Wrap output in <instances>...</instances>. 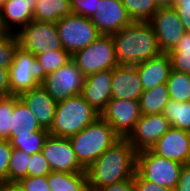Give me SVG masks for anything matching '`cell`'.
<instances>
[{
  "label": "cell",
  "instance_id": "1",
  "mask_svg": "<svg viewBox=\"0 0 190 191\" xmlns=\"http://www.w3.org/2000/svg\"><path fill=\"white\" fill-rule=\"evenodd\" d=\"M136 155L130 142L120 138L86 169L88 188H101L133 178Z\"/></svg>",
  "mask_w": 190,
  "mask_h": 191
},
{
  "label": "cell",
  "instance_id": "2",
  "mask_svg": "<svg viewBox=\"0 0 190 191\" xmlns=\"http://www.w3.org/2000/svg\"><path fill=\"white\" fill-rule=\"evenodd\" d=\"M112 39L118 65L134 66L162 53L149 22L133 21Z\"/></svg>",
  "mask_w": 190,
  "mask_h": 191
},
{
  "label": "cell",
  "instance_id": "3",
  "mask_svg": "<svg viewBox=\"0 0 190 191\" xmlns=\"http://www.w3.org/2000/svg\"><path fill=\"white\" fill-rule=\"evenodd\" d=\"M120 137L111 125L99 117L78 134L69 137L78 162L88 169Z\"/></svg>",
  "mask_w": 190,
  "mask_h": 191
},
{
  "label": "cell",
  "instance_id": "4",
  "mask_svg": "<svg viewBox=\"0 0 190 191\" xmlns=\"http://www.w3.org/2000/svg\"><path fill=\"white\" fill-rule=\"evenodd\" d=\"M100 117L81 95L57 102L53 123L49 135L69 138L78 134Z\"/></svg>",
  "mask_w": 190,
  "mask_h": 191
},
{
  "label": "cell",
  "instance_id": "5",
  "mask_svg": "<svg viewBox=\"0 0 190 191\" xmlns=\"http://www.w3.org/2000/svg\"><path fill=\"white\" fill-rule=\"evenodd\" d=\"M46 75L36 56L19 46L9 67L10 95L19 96L23 92L38 87Z\"/></svg>",
  "mask_w": 190,
  "mask_h": 191
},
{
  "label": "cell",
  "instance_id": "6",
  "mask_svg": "<svg viewBox=\"0 0 190 191\" xmlns=\"http://www.w3.org/2000/svg\"><path fill=\"white\" fill-rule=\"evenodd\" d=\"M183 164L160 157L150 149L137 152L136 171L146 180L174 190Z\"/></svg>",
  "mask_w": 190,
  "mask_h": 191
},
{
  "label": "cell",
  "instance_id": "7",
  "mask_svg": "<svg viewBox=\"0 0 190 191\" xmlns=\"http://www.w3.org/2000/svg\"><path fill=\"white\" fill-rule=\"evenodd\" d=\"M72 60L86 77L118 66L112 35H101L86 48L76 51Z\"/></svg>",
  "mask_w": 190,
  "mask_h": 191
},
{
  "label": "cell",
  "instance_id": "8",
  "mask_svg": "<svg viewBox=\"0 0 190 191\" xmlns=\"http://www.w3.org/2000/svg\"><path fill=\"white\" fill-rule=\"evenodd\" d=\"M56 27L64 50L71 55L86 48L102 35L90 18L73 13L61 18Z\"/></svg>",
  "mask_w": 190,
  "mask_h": 191
},
{
  "label": "cell",
  "instance_id": "9",
  "mask_svg": "<svg viewBox=\"0 0 190 191\" xmlns=\"http://www.w3.org/2000/svg\"><path fill=\"white\" fill-rule=\"evenodd\" d=\"M19 46L35 56L48 51L63 50L56 23L32 20L18 30Z\"/></svg>",
  "mask_w": 190,
  "mask_h": 191
},
{
  "label": "cell",
  "instance_id": "10",
  "mask_svg": "<svg viewBox=\"0 0 190 191\" xmlns=\"http://www.w3.org/2000/svg\"><path fill=\"white\" fill-rule=\"evenodd\" d=\"M85 76L73 60L46 75L40 84L48 94L60 102L70 97L80 95Z\"/></svg>",
  "mask_w": 190,
  "mask_h": 191
},
{
  "label": "cell",
  "instance_id": "11",
  "mask_svg": "<svg viewBox=\"0 0 190 191\" xmlns=\"http://www.w3.org/2000/svg\"><path fill=\"white\" fill-rule=\"evenodd\" d=\"M139 100L111 98L100 117L108 122L120 138H127L141 117Z\"/></svg>",
  "mask_w": 190,
  "mask_h": 191
},
{
  "label": "cell",
  "instance_id": "12",
  "mask_svg": "<svg viewBox=\"0 0 190 191\" xmlns=\"http://www.w3.org/2000/svg\"><path fill=\"white\" fill-rule=\"evenodd\" d=\"M148 22L154 30L162 53L172 51L186 33L173 6L159 7Z\"/></svg>",
  "mask_w": 190,
  "mask_h": 191
},
{
  "label": "cell",
  "instance_id": "13",
  "mask_svg": "<svg viewBox=\"0 0 190 191\" xmlns=\"http://www.w3.org/2000/svg\"><path fill=\"white\" fill-rule=\"evenodd\" d=\"M42 153L48 161L51 171L86 172V169L78 162L69 138L48 135Z\"/></svg>",
  "mask_w": 190,
  "mask_h": 191
},
{
  "label": "cell",
  "instance_id": "14",
  "mask_svg": "<svg viewBox=\"0 0 190 191\" xmlns=\"http://www.w3.org/2000/svg\"><path fill=\"white\" fill-rule=\"evenodd\" d=\"M171 127L168 119L162 114L141 115L134 130L126 138L136 152L151 149Z\"/></svg>",
  "mask_w": 190,
  "mask_h": 191
},
{
  "label": "cell",
  "instance_id": "15",
  "mask_svg": "<svg viewBox=\"0 0 190 191\" xmlns=\"http://www.w3.org/2000/svg\"><path fill=\"white\" fill-rule=\"evenodd\" d=\"M90 20L103 35H113L133 22L121 0L99 1L98 12Z\"/></svg>",
  "mask_w": 190,
  "mask_h": 191
},
{
  "label": "cell",
  "instance_id": "16",
  "mask_svg": "<svg viewBox=\"0 0 190 191\" xmlns=\"http://www.w3.org/2000/svg\"><path fill=\"white\" fill-rule=\"evenodd\" d=\"M150 150L160 157L188 164L190 163V132L170 127Z\"/></svg>",
  "mask_w": 190,
  "mask_h": 191
},
{
  "label": "cell",
  "instance_id": "17",
  "mask_svg": "<svg viewBox=\"0 0 190 191\" xmlns=\"http://www.w3.org/2000/svg\"><path fill=\"white\" fill-rule=\"evenodd\" d=\"M113 69L99 71L85 77L81 96L99 113L112 98Z\"/></svg>",
  "mask_w": 190,
  "mask_h": 191
},
{
  "label": "cell",
  "instance_id": "18",
  "mask_svg": "<svg viewBox=\"0 0 190 191\" xmlns=\"http://www.w3.org/2000/svg\"><path fill=\"white\" fill-rule=\"evenodd\" d=\"M36 4L37 0H7L0 9L1 31L16 34L15 27L22 29L28 25L33 20Z\"/></svg>",
  "mask_w": 190,
  "mask_h": 191
},
{
  "label": "cell",
  "instance_id": "19",
  "mask_svg": "<svg viewBox=\"0 0 190 191\" xmlns=\"http://www.w3.org/2000/svg\"><path fill=\"white\" fill-rule=\"evenodd\" d=\"M34 114L39 125L49 130L55 115L57 102L39 85L18 96Z\"/></svg>",
  "mask_w": 190,
  "mask_h": 191
},
{
  "label": "cell",
  "instance_id": "20",
  "mask_svg": "<svg viewBox=\"0 0 190 191\" xmlns=\"http://www.w3.org/2000/svg\"><path fill=\"white\" fill-rule=\"evenodd\" d=\"M112 98L140 100L143 86L135 66L118 65L113 69Z\"/></svg>",
  "mask_w": 190,
  "mask_h": 191
},
{
  "label": "cell",
  "instance_id": "21",
  "mask_svg": "<svg viewBox=\"0 0 190 191\" xmlns=\"http://www.w3.org/2000/svg\"><path fill=\"white\" fill-rule=\"evenodd\" d=\"M134 66L137 68L143 91L166 83L172 70L171 59L168 53H161L159 56Z\"/></svg>",
  "mask_w": 190,
  "mask_h": 191
},
{
  "label": "cell",
  "instance_id": "22",
  "mask_svg": "<svg viewBox=\"0 0 190 191\" xmlns=\"http://www.w3.org/2000/svg\"><path fill=\"white\" fill-rule=\"evenodd\" d=\"M47 130L42 128L34 114L26 104L14 95V111L11 116V131L9 137L31 135V132Z\"/></svg>",
  "mask_w": 190,
  "mask_h": 191
},
{
  "label": "cell",
  "instance_id": "23",
  "mask_svg": "<svg viewBox=\"0 0 190 191\" xmlns=\"http://www.w3.org/2000/svg\"><path fill=\"white\" fill-rule=\"evenodd\" d=\"M72 14L71 0H37L33 20L57 23Z\"/></svg>",
  "mask_w": 190,
  "mask_h": 191
},
{
  "label": "cell",
  "instance_id": "24",
  "mask_svg": "<svg viewBox=\"0 0 190 191\" xmlns=\"http://www.w3.org/2000/svg\"><path fill=\"white\" fill-rule=\"evenodd\" d=\"M52 191H89L87 172H56L48 174Z\"/></svg>",
  "mask_w": 190,
  "mask_h": 191
},
{
  "label": "cell",
  "instance_id": "25",
  "mask_svg": "<svg viewBox=\"0 0 190 191\" xmlns=\"http://www.w3.org/2000/svg\"><path fill=\"white\" fill-rule=\"evenodd\" d=\"M169 100L170 97L166 83L143 91L139 100L141 114H160Z\"/></svg>",
  "mask_w": 190,
  "mask_h": 191
},
{
  "label": "cell",
  "instance_id": "26",
  "mask_svg": "<svg viewBox=\"0 0 190 191\" xmlns=\"http://www.w3.org/2000/svg\"><path fill=\"white\" fill-rule=\"evenodd\" d=\"M162 114L168 119L171 127L190 132V102H178L170 99Z\"/></svg>",
  "mask_w": 190,
  "mask_h": 191
},
{
  "label": "cell",
  "instance_id": "27",
  "mask_svg": "<svg viewBox=\"0 0 190 191\" xmlns=\"http://www.w3.org/2000/svg\"><path fill=\"white\" fill-rule=\"evenodd\" d=\"M169 97L178 102H187L190 98V74L171 70L166 82Z\"/></svg>",
  "mask_w": 190,
  "mask_h": 191
},
{
  "label": "cell",
  "instance_id": "28",
  "mask_svg": "<svg viewBox=\"0 0 190 191\" xmlns=\"http://www.w3.org/2000/svg\"><path fill=\"white\" fill-rule=\"evenodd\" d=\"M48 135V130H39L31 132V135L9 137L8 141L12 148L24 151L31 155L42 152L44 142Z\"/></svg>",
  "mask_w": 190,
  "mask_h": 191
},
{
  "label": "cell",
  "instance_id": "29",
  "mask_svg": "<svg viewBox=\"0 0 190 191\" xmlns=\"http://www.w3.org/2000/svg\"><path fill=\"white\" fill-rule=\"evenodd\" d=\"M133 21L148 22L158 11L155 0H121Z\"/></svg>",
  "mask_w": 190,
  "mask_h": 191
},
{
  "label": "cell",
  "instance_id": "30",
  "mask_svg": "<svg viewBox=\"0 0 190 191\" xmlns=\"http://www.w3.org/2000/svg\"><path fill=\"white\" fill-rule=\"evenodd\" d=\"M168 54L173 70L190 74V32H186L175 48Z\"/></svg>",
  "mask_w": 190,
  "mask_h": 191
},
{
  "label": "cell",
  "instance_id": "31",
  "mask_svg": "<svg viewBox=\"0 0 190 191\" xmlns=\"http://www.w3.org/2000/svg\"><path fill=\"white\" fill-rule=\"evenodd\" d=\"M30 154L12 148L8 166V182H18L21 178L28 176Z\"/></svg>",
  "mask_w": 190,
  "mask_h": 191
},
{
  "label": "cell",
  "instance_id": "32",
  "mask_svg": "<svg viewBox=\"0 0 190 191\" xmlns=\"http://www.w3.org/2000/svg\"><path fill=\"white\" fill-rule=\"evenodd\" d=\"M46 74L53 73L72 60V55L66 50L48 51L36 56Z\"/></svg>",
  "mask_w": 190,
  "mask_h": 191
},
{
  "label": "cell",
  "instance_id": "33",
  "mask_svg": "<svg viewBox=\"0 0 190 191\" xmlns=\"http://www.w3.org/2000/svg\"><path fill=\"white\" fill-rule=\"evenodd\" d=\"M18 47L19 40L16 34L0 33V68L9 69Z\"/></svg>",
  "mask_w": 190,
  "mask_h": 191
},
{
  "label": "cell",
  "instance_id": "34",
  "mask_svg": "<svg viewBox=\"0 0 190 191\" xmlns=\"http://www.w3.org/2000/svg\"><path fill=\"white\" fill-rule=\"evenodd\" d=\"M13 111L14 95L0 98V134L2 139H9Z\"/></svg>",
  "mask_w": 190,
  "mask_h": 191
},
{
  "label": "cell",
  "instance_id": "35",
  "mask_svg": "<svg viewBox=\"0 0 190 191\" xmlns=\"http://www.w3.org/2000/svg\"><path fill=\"white\" fill-rule=\"evenodd\" d=\"M51 172L50 165L42 152L30 155L28 176H45Z\"/></svg>",
  "mask_w": 190,
  "mask_h": 191
},
{
  "label": "cell",
  "instance_id": "36",
  "mask_svg": "<svg viewBox=\"0 0 190 191\" xmlns=\"http://www.w3.org/2000/svg\"><path fill=\"white\" fill-rule=\"evenodd\" d=\"M18 184L24 191H52L48 184V175L27 176L21 178Z\"/></svg>",
  "mask_w": 190,
  "mask_h": 191
},
{
  "label": "cell",
  "instance_id": "37",
  "mask_svg": "<svg viewBox=\"0 0 190 191\" xmlns=\"http://www.w3.org/2000/svg\"><path fill=\"white\" fill-rule=\"evenodd\" d=\"M99 1L101 0H71L72 13L91 18L98 12Z\"/></svg>",
  "mask_w": 190,
  "mask_h": 191
},
{
  "label": "cell",
  "instance_id": "38",
  "mask_svg": "<svg viewBox=\"0 0 190 191\" xmlns=\"http://www.w3.org/2000/svg\"><path fill=\"white\" fill-rule=\"evenodd\" d=\"M12 153V146L7 139L0 140V183L8 181V166Z\"/></svg>",
  "mask_w": 190,
  "mask_h": 191
},
{
  "label": "cell",
  "instance_id": "39",
  "mask_svg": "<svg viewBox=\"0 0 190 191\" xmlns=\"http://www.w3.org/2000/svg\"><path fill=\"white\" fill-rule=\"evenodd\" d=\"M186 32H190V0H176L172 5Z\"/></svg>",
  "mask_w": 190,
  "mask_h": 191
},
{
  "label": "cell",
  "instance_id": "40",
  "mask_svg": "<svg viewBox=\"0 0 190 191\" xmlns=\"http://www.w3.org/2000/svg\"><path fill=\"white\" fill-rule=\"evenodd\" d=\"M134 191H173L144 179L137 171L134 174Z\"/></svg>",
  "mask_w": 190,
  "mask_h": 191
},
{
  "label": "cell",
  "instance_id": "41",
  "mask_svg": "<svg viewBox=\"0 0 190 191\" xmlns=\"http://www.w3.org/2000/svg\"><path fill=\"white\" fill-rule=\"evenodd\" d=\"M173 191H190V163L183 164L179 174L178 184Z\"/></svg>",
  "mask_w": 190,
  "mask_h": 191
},
{
  "label": "cell",
  "instance_id": "42",
  "mask_svg": "<svg viewBox=\"0 0 190 191\" xmlns=\"http://www.w3.org/2000/svg\"><path fill=\"white\" fill-rule=\"evenodd\" d=\"M89 191H134V177L101 188L89 189Z\"/></svg>",
  "mask_w": 190,
  "mask_h": 191
},
{
  "label": "cell",
  "instance_id": "43",
  "mask_svg": "<svg viewBox=\"0 0 190 191\" xmlns=\"http://www.w3.org/2000/svg\"><path fill=\"white\" fill-rule=\"evenodd\" d=\"M10 95L9 69L0 68V98Z\"/></svg>",
  "mask_w": 190,
  "mask_h": 191
},
{
  "label": "cell",
  "instance_id": "44",
  "mask_svg": "<svg viewBox=\"0 0 190 191\" xmlns=\"http://www.w3.org/2000/svg\"><path fill=\"white\" fill-rule=\"evenodd\" d=\"M0 191H24L18 182H3L0 183Z\"/></svg>",
  "mask_w": 190,
  "mask_h": 191
},
{
  "label": "cell",
  "instance_id": "45",
  "mask_svg": "<svg viewBox=\"0 0 190 191\" xmlns=\"http://www.w3.org/2000/svg\"><path fill=\"white\" fill-rule=\"evenodd\" d=\"M176 0H155L159 7L172 6Z\"/></svg>",
  "mask_w": 190,
  "mask_h": 191
},
{
  "label": "cell",
  "instance_id": "46",
  "mask_svg": "<svg viewBox=\"0 0 190 191\" xmlns=\"http://www.w3.org/2000/svg\"><path fill=\"white\" fill-rule=\"evenodd\" d=\"M7 0H0V9L3 7L4 3L6 2Z\"/></svg>",
  "mask_w": 190,
  "mask_h": 191
}]
</instances>
